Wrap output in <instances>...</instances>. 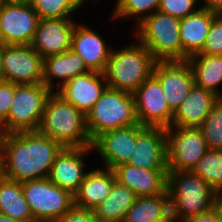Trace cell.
Here are the masks:
<instances>
[{"label": "cell", "instance_id": "cell-43", "mask_svg": "<svg viewBox=\"0 0 222 222\" xmlns=\"http://www.w3.org/2000/svg\"><path fill=\"white\" fill-rule=\"evenodd\" d=\"M1 1L3 2V4H20L27 2L29 0H1Z\"/></svg>", "mask_w": 222, "mask_h": 222}, {"label": "cell", "instance_id": "cell-30", "mask_svg": "<svg viewBox=\"0 0 222 222\" xmlns=\"http://www.w3.org/2000/svg\"><path fill=\"white\" fill-rule=\"evenodd\" d=\"M40 19L70 18L80 8L77 0H29Z\"/></svg>", "mask_w": 222, "mask_h": 222}, {"label": "cell", "instance_id": "cell-35", "mask_svg": "<svg viewBox=\"0 0 222 222\" xmlns=\"http://www.w3.org/2000/svg\"><path fill=\"white\" fill-rule=\"evenodd\" d=\"M54 222H97V219L93 209L74 203L60 219Z\"/></svg>", "mask_w": 222, "mask_h": 222}, {"label": "cell", "instance_id": "cell-9", "mask_svg": "<svg viewBox=\"0 0 222 222\" xmlns=\"http://www.w3.org/2000/svg\"><path fill=\"white\" fill-rule=\"evenodd\" d=\"M165 132L168 171H193L209 150L202 131L199 128L170 126Z\"/></svg>", "mask_w": 222, "mask_h": 222}, {"label": "cell", "instance_id": "cell-4", "mask_svg": "<svg viewBox=\"0 0 222 222\" xmlns=\"http://www.w3.org/2000/svg\"><path fill=\"white\" fill-rule=\"evenodd\" d=\"M150 51L139 42L111 50L103 72L108 88L133 93L153 75L156 64Z\"/></svg>", "mask_w": 222, "mask_h": 222}, {"label": "cell", "instance_id": "cell-17", "mask_svg": "<svg viewBox=\"0 0 222 222\" xmlns=\"http://www.w3.org/2000/svg\"><path fill=\"white\" fill-rule=\"evenodd\" d=\"M107 88L102 72L89 71L71 78L55 92L86 115Z\"/></svg>", "mask_w": 222, "mask_h": 222}, {"label": "cell", "instance_id": "cell-13", "mask_svg": "<svg viewBox=\"0 0 222 222\" xmlns=\"http://www.w3.org/2000/svg\"><path fill=\"white\" fill-rule=\"evenodd\" d=\"M145 128L141 124L112 129L98 135L92 148L99 152L105 168L113 169L127 163L135 150L137 135Z\"/></svg>", "mask_w": 222, "mask_h": 222}, {"label": "cell", "instance_id": "cell-14", "mask_svg": "<svg viewBox=\"0 0 222 222\" xmlns=\"http://www.w3.org/2000/svg\"><path fill=\"white\" fill-rule=\"evenodd\" d=\"M153 76L159 81L173 113L195 84L191 65L187 61L156 62Z\"/></svg>", "mask_w": 222, "mask_h": 222}, {"label": "cell", "instance_id": "cell-40", "mask_svg": "<svg viewBox=\"0 0 222 222\" xmlns=\"http://www.w3.org/2000/svg\"><path fill=\"white\" fill-rule=\"evenodd\" d=\"M3 49H4V44L0 43V81L4 80L3 65H2Z\"/></svg>", "mask_w": 222, "mask_h": 222}, {"label": "cell", "instance_id": "cell-36", "mask_svg": "<svg viewBox=\"0 0 222 222\" xmlns=\"http://www.w3.org/2000/svg\"><path fill=\"white\" fill-rule=\"evenodd\" d=\"M15 94V83L0 81V124L8 117Z\"/></svg>", "mask_w": 222, "mask_h": 222}, {"label": "cell", "instance_id": "cell-3", "mask_svg": "<svg viewBox=\"0 0 222 222\" xmlns=\"http://www.w3.org/2000/svg\"><path fill=\"white\" fill-rule=\"evenodd\" d=\"M166 190L170 213L178 222L208 212L220 198L193 171H168Z\"/></svg>", "mask_w": 222, "mask_h": 222}, {"label": "cell", "instance_id": "cell-41", "mask_svg": "<svg viewBox=\"0 0 222 222\" xmlns=\"http://www.w3.org/2000/svg\"><path fill=\"white\" fill-rule=\"evenodd\" d=\"M0 222H22V221L12 219L11 217L0 213Z\"/></svg>", "mask_w": 222, "mask_h": 222}, {"label": "cell", "instance_id": "cell-38", "mask_svg": "<svg viewBox=\"0 0 222 222\" xmlns=\"http://www.w3.org/2000/svg\"><path fill=\"white\" fill-rule=\"evenodd\" d=\"M203 6L201 8H206L210 11L222 14V0H203Z\"/></svg>", "mask_w": 222, "mask_h": 222}, {"label": "cell", "instance_id": "cell-19", "mask_svg": "<svg viewBox=\"0 0 222 222\" xmlns=\"http://www.w3.org/2000/svg\"><path fill=\"white\" fill-rule=\"evenodd\" d=\"M112 170L116 181L131 189L137 197L168 194V170H149L127 163L120 164Z\"/></svg>", "mask_w": 222, "mask_h": 222}, {"label": "cell", "instance_id": "cell-7", "mask_svg": "<svg viewBox=\"0 0 222 222\" xmlns=\"http://www.w3.org/2000/svg\"><path fill=\"white\" fill-rule=\"evenodd\" d=\"M52 91L43 83L15 84L8 117L0 124L2 134L37 131Z\"/></svg>", "mask_w": 222, "mask_h": 222}, {"label": "cell", "instance_id": "cell-24", "mask_svg": "<svg viewBox=\"0 0 222 222\" xmlns=\"http://www.w3.org/2000/svg\"><path fill=\"white\" fill-rule=\"evenodd\" d=\"M105 169L97 168L87 172L84 181L74 194L76 205L94 210L110 195L116 177L112 169Z\"/></svg>", "mask_w": 222, "mask_h": 222}, {"label": "cell", "instance_id": "cell-45", "mask_svg": "<svg viewBox=\"0 0 222 222\" xmlns=\"http://www.w3.org/2000/svg\"><path fill=\"white\" fill-rule=\"evenodd\" d=\"M85 0H77V2L79 3V6L81 7V5L83 6Z\"/></svg>", "mask_w": 222, "mask_h": 222}, {"label": "cell", "instance_id": "cell-28", "mask_svg": "<svg viewBox=\"0 0 222 222\" xmlns=\"http://www.w3.org/2000/svg\"><path fill=\"white\" fill-rule=\"evenodd\" d=\"M170 213L168 194L137 197L125 219L130 222H156Z\"/></svg>", "mask_w": 222, "mask_h": 222}, {"label": "cell", "instance_id": "cell-39", "mask_svg": "<svg viewBox=\"0 0 222 222\" xmlns=\"http://www.w3.org/2000/svg\"><path fill=\"white\" fill-rule=\"evenodd\" d=\"M6 178L3 148L0 145V182Z\"/></svg>", "mask_w": 222, "mask_h": 222}, {"label": "cell", "instance_id": "cell-8", "mask_svg": "<svg viewBox=\"0 0 222 222\" xmlns=\"http://www.w3.org/2000/svg\"><path fill=\"white\" fill-rule=\"evenodd\" d=\"M22 190L35 221L54 222L74 204V195L48 178L23 182Z\"/></svg>", "mask_w": 222, "mask_h": 222}, {"label": "cell", "instance_id": "cell-11", "mask_svg": "<svg viewBox=\"0 0 222 222\" xmlns=\"http://www.w3.org/2000/svg\"><path fill=\"white\" fill-rule=\"evenodd\" d=\"M40 18L30 1L4 4L0 9V43L30 45Z\"/></svg>", "mask_w": 222, "mask_h": 222}, {"label": "cell", "instance_id": "cell-37", "mask_svg": "<svg viewBox=\"0 0 222 222\" xmlns=\"http://www.w3.org/2000/svg\"><path fill=\"white\" fill-rule=\"evenodd\" d=\"M182 222H219V200L208 212L190 217Z\"/></svg>", "mask_w": 222, "mask_h": 222}, {"label": "cell", "instance_id": "cell-31", "mask_svg": "<svg viewBox=\"0 0 222 222\" xmlns=\"http://www.w3.org/2000/svg\"><path fill=\"white\" fill-rule=\"evenodd\" d=\"M114 18L136 17L139 24L145 17L158 11L160 0H117Z\"/></svg>", "mask_w": 222, "mask_h": 222}, {"label": "cell", "instance_id": "cell-1", "mask_svg": "<svg viewBox=\"0 0 222 222\" xmlns=\"http://www.w3.org/2000/svg\"><path fill=\"white\" fill-rule=\"evenodd\" d=\"M6 178L19 183L48 178L50 169L64 146L39 133L20 131L0 136Z\"/></svg>", "mask_w": 222, "mask_h": 222}, {"label": "cell", "instance_id": "cell-5", "mask_svg": "<svg viewBox=\"0 0 222 222\" xmlns=\"http://www.w3.org/2000/svg\"><path fill=\"white\" fill-rule=\"evenodd\" d=\"M136 25L138 42L150 51L157 62L182 61L180 18L155 11Z\"/></svg>", "mask_w": 222, "mask_h": 222}, {"label": "cell", "instance_id": "cell-32", "mask_svg": "<svg viewBox=\"0 0 222 222\" xmlns=\"http://www.w3.org/2000/svg\"><path fill=\"white\" fill-rule=\"evenodd\" d=\"M199 129L203 133L208 149L222 150V98L213 105Z\"/></svg>", "mask_w": 222, "mask_h": 222}, {"label": "cell", "instance_id": "cell-33", "mask_svg": "<svg viewBox=\"0 0 222 222\" xmlns=\"http://www.w3.org/2000/svg\"><path fill=\"white\" fill-rule=\"evenodd\" d=\"M199 53L222 55V14L212 21L204 47Z\"/></svg>", "mask_w": 222, "mask_h": 222}, {"label": "cell", "instance_id": "cell-22", "mask_svg": "<svg viewBox=\"0 0 222 222\" xmlns=\"http://www.w3.org/2000/svg\"><path fill=\"white\" fill-rule=\"evenodd\" d=\"M219 13L201 8L180 19V39L182 44V61H187L202 50L212 21Z\"/></svg>", "mask_w": 222, "mask_h": 222}, {"label": "cell", "instance_id": "cell-23", "mask_svg": "<svg viewBox=\"0 0 222 222\" xmlns=\"http://www.w3.org/2000/svg\"><path fill=\"white\" fill-rule=\"evenodd\" d=\"M89 71L83 59L70 49L62 54L43 59V84L54 92V79H59V83L56 85V88L59 89L71 78Z\"/></svg>", "mask_w": 222, "mask_h": 222}, {"label": "cell", "instance_id": "cell-25", "mask_svg": "<svg viewBox=\"0 0 222 222\" xmlns=\"http://www.w3.org/2000/svg\"><path fill=\"white\" fill-rule=\"evenodd\" d=\"M187 62L191 65L195 85L210 90L222 98V92L217 88L222 84V55L198 52L189 56Z\"/></svg>", "mask_w": 222, "mask_h": 222}, {"label": "cell", "instance_id": "cell-27", "mask_svg": "<svg viewBox=\"0 0 222 222\" xmlns=\"http://www.w3.org/2000/svg\"><path fill=\"white\" fill-rule=\"evenodd\" d=\"M0 213L22 222H36L25 199L22 183L8 178L0 182Z\"/></svg>", "mask_w": 222, "mask_h": 222}, {"label": "cell", "instance_id": "cell-34", "mask_svg": "<svg viewBox=\"0 0 222 222\" xmlns=\"http://www.w3.org/2000/svg\"><path fill=\"white\" fill-rule=\"evenodd\" d=\"M196 2L198 0H160L158 11L181 19L199 9L195 8Z\"/></svg>", "mask_w": 222, "mask_h": 222}, {"label": "cell", "instance_id": "cell-21", "mask_svg": "<svg viewBox=\"0 0 222 222\" xmlns=\"http://www.w3.org/2000/svg\"><path fill=\"white\" fill-rule=\"evenodd\" d=\"M219 98L212 91L194 84L186 99L173 113L171 126L199 128Z\"/></svg>", "mask_w": 222, "mask_h": 222}, {"label": "cell", "instance_id": "cell-29", "mask_svg": "<svg viewBox=\"0 0 222 222\" xmlns=\"http://www.w3.org/2000/svg\"><path fill=\"white\" fill-rule=\"evenodd\" d=\"M193 172L222 197V150L209 149Z\"/></svg>", "mask_w": 222, "mask_h": 222}, {"label": "cell", "instance_id": "cell-44", "mask_svg": "<svg viewBox=\"0 0 222 222\" xmlns=\"http://www.w3.org/2000/svg\"><path fill=\"white\" fill-rule=\"evenodd\" d=\"M219 222H222V197L219 198Z\"/></svg>", "mask_w": 222, "mask_h": 222}, {"label": "cell", "instance_id": "cell-42", "mask_svg": "<svg viewBox=\"0 0 222 222\" xmlns=\"http://www.w3.org/2000/svg\"><path fill=\"white\" fill-rule=\"evenodd\" d=\"M156 222H178V221L172 216L171 213H169L165 218Z\"/></svg>", "mask_w": 222, "mask_h": 222}, {"label": "cell", "instance_id": "cell-15", "mask_svg": "<svg viewBox=\"0 0 222 222\" xmlns=\"http://www.w3.org/2000/svg\"><path fill=\"white\" fill-rule=\"evenodd\" d=\"M72 18L40 19L31 47L43 58L71 49L75 21Z\"/></svg>", "mask_w": 222, "mask_h": 222}, {"label": "cell", "instance_id": "cell-46", "mask_svg": "<svg viewBox=\"0 0 222 222\" xmlns=\"http://www.w3.org/2000/svg\"><path fill=\"white\" fill-rule=\"evenodd\" d=\"M118 222H130V221H128L126 219H122V220H119Z\"/></svg>", "mask_w": 222, "mask_h": 222}, {"label": "cell", "instance_id": "cell-18", "mask_svg": "<svg viewBox=\"0 0 222 222\" xmlns=\"http://www.w3.org/2000/svg\"><path fill=\"white\" fill-rule=\"evenodd\" d=\"M90 147H64L57 155L48 176V179L73 195L78 191L80 184L87 174L84 171L83 157L92 151Z\"/></svg>", "mask_w": 222, "mask_h": 222}, {"label": "cell", "instance_id": "cell-47", "mask_svg": "<svg viewBox=\"0 0 222 222\" xmlns=\"http://www.w3.org/2000/svg\"><path fill=\"white\" fill-rule=\"evenodd\" d=\"M3 2L0 0V9L3 7Z\"/></svg>", "mask_w": 222, "mask_h": 222}, {"label": "cell", "instance_id": "cell-10", "mask_svg": "<svg viewBox=\"0 0 222 222\" xmlns=\"http://www.w3.org/2000/svg\"><path fill=\"white\" fill-rule=\"evenodd\" d=\"M133 96L139 124L165 129L172 125L173 112L166 102L159 81L153 75L133 92Z\"/></svg>", "mask_w": 222, "mask_h": 222}, {"label": "cell", "instance_id": "cell-20", "mask_svg": "<svg viewBox=\"0 0 222 222\" xmlns=\"http://www.w3.org/2000/svg\"><path fill=\"white\" fill-rule=\"evenodd\" d=\"M71 49L79 55L90 71L104 72L111 53L101 35L85 25L76 24Z\"/></svg>", "mask_w": 222, "mask_h": 222}, {"label": "cell", "instance_id": "cell-16", "mask_svg": "<svg viewBox=\"0 0 222 222\" xmlns=\"http://www.w3.org/2000/svg\"><path fill=\"white\" fill-rule=\"evenodd\" d=\"M127 164L149 170H168L165 128L145 127L138 135Z\"/></svg>", "mask_w": 222, "mask_h": 222}, {"label": "cell", "instance_id": "cell-12", "mask_svg": "<svg viewBox=\"0 0 222 222\" xmlns=\"http://www.w3.org/2000/svg\"><path fill=\"white\" fill-rule=\"evenodd\" d=\"M2 65L5 81L43 83V58L31 45H4Z\"/></svg>", "mask_w": 222, "mask_h": 222}, {"label": "cell", "instance_id": "cell-6", "mask_svg": "<svg viewBox=\"0 0 222 222\" xmlns=\"http://www.w3.org/2000/svg\"><path fill=\"white\" fill-rule=\"evenodd\" d=\"M139 124L133 93L107 88L86 114V126L93 141L101 133Z\"/></svg>", "mask_w": 222, "mask_h": 222}, {"label": "cell", "instance_id": "cell-2", "mask_svg": "<svg viewBox=\"0 0 222 222\" xmlns=\"http://www.w3.org/2000/svg\"><path fill=\"white\" fill-rule=\"evenodd\" d=\"M37 131L64 147H90L93 143L87 130L86 115L55 91L47 99Z\"/></svg>", "mask_w": 222, "mask_h": 222}, {"label": "cell", "instance_id": "cell-26", "mask_svg": "<svg viewBox=\"0 0 222 222\" xmlns=\"http://www.w3.org/2000/svg\"><path fill=\"white\" fill-rule=\"evenodd\" d=\"M136 199L137 196L131 189L115 181L110 195L94 209L97 222H118L125 219Z\"/></svg>", "mask_w": 222, "mask_h": 222}]
</instances>
